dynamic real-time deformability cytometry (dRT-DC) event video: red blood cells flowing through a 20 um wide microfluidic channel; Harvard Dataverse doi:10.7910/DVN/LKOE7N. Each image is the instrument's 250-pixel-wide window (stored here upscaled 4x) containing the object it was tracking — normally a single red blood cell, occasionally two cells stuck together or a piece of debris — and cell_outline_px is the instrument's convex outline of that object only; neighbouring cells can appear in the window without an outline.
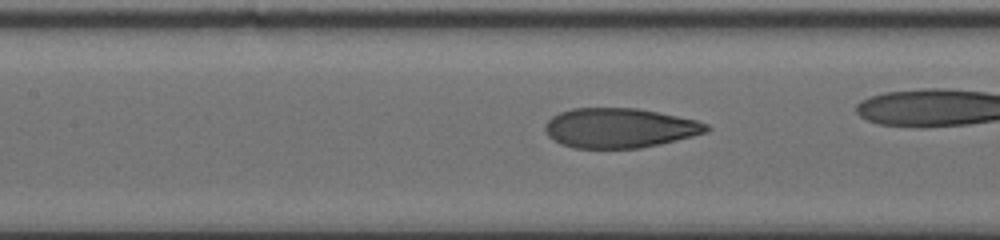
{"species": "human", "species_latin": "Homo sapiens", "temperature_condition": "cold", "stored_images_in_passage": 43, "camera_frame_rate_fps": 3000, "um_per_image_px": 0.085, "donor": {"sex": "male"}, "frame": {"image": 1, "passage_image": 25, "time_ms": 8.0, "image_size_px": [1000, 240], "cell_outline_px": [[712, 128], [708, 132], [660, 144], [640, 148], [572, 148], [560, 144], [552, 140], [548, 136], [544, 128], [544, 124], [552, 116], [560, 112], [572, 108], [636, 108], [696, 120], [708, 124]], "centroid_in_image_um": [52.63, 10.88], "position_along_channel_um": 154.8, "area_um2": 37.45}}